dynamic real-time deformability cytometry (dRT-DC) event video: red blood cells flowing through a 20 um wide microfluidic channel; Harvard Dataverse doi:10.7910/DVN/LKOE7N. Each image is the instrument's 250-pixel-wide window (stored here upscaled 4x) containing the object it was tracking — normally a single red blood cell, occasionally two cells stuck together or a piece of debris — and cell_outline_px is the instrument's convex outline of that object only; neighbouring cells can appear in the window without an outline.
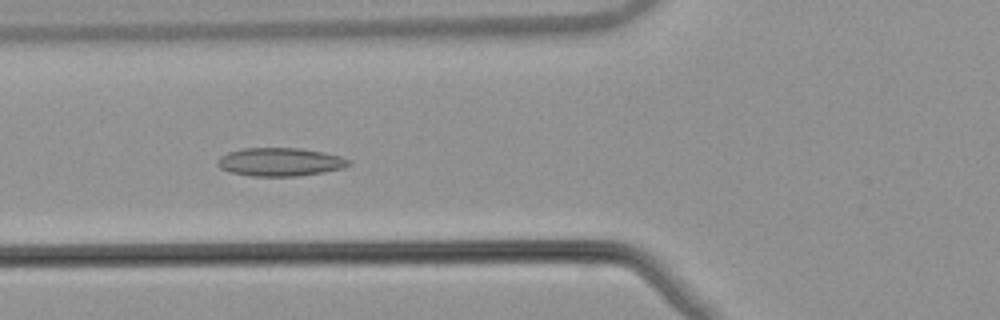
{"species": "common noctule bat (a hibernating species)", "species_latin": "Nyctalus noctula", "temperature_condition": "warm", "stored_images_in_passage": 42, "camera_frame_rate_fps": 3000, "um_per_image_px": 0.085, "animal": {"sex": "male", "body_mass_g": 21.5, "forearm_length_mm": 52.0}, "frame": {"image": 1, "passage_image": 12, "time_ms": 3.667, "image_size_px": [1000, 320], "cell_outline_px": [[352, 164], [344, 168], [324, 172], [296, 176], [252, 176], [228, 172], [220, 168], [216, 164], [216, 160], [220, 156], [228, 152], [244, 148], [300, 148], [324, 152], [340, 156], [352, 160]], "centroid_in_image_um": [23.81, 13.76], "position_along_channel_um": 102.0, "area_um2": 21.91}}
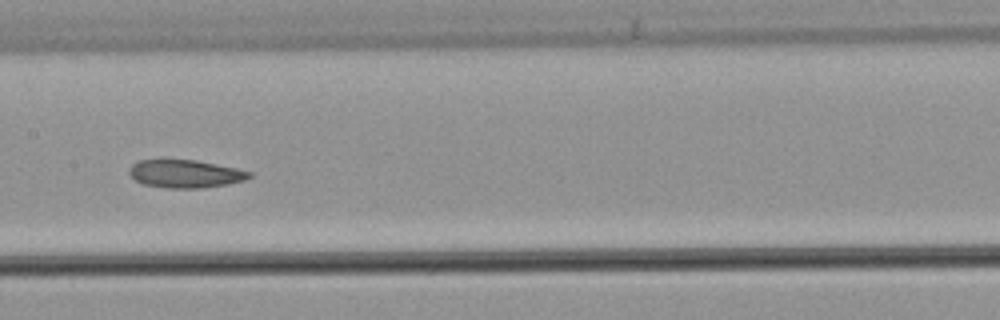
{"frame": {"image": 2, "passage_image": 19, "time_ms": 6.0, "image_size_px": [1000, 320], "cell_outline_px": [[252, 176], [244, 180], [228, 184], [204, 188], [168, 188], [140, 184], [128, 172], [128, 168], [132, 164], [140, 160], [160, 156], [196, 160], [236, 168], [252, 172]], "centroid_in_image_um": [15.67, 14.73], "position_along_channel_um": 191.7, "area_um2": 20.4}}
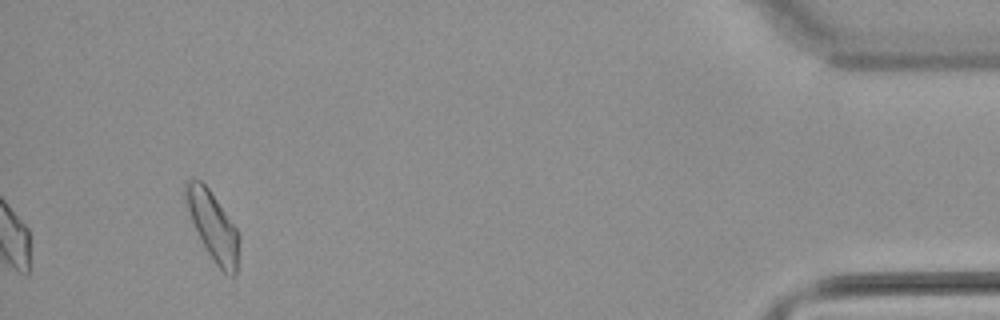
{"frame": {"image": 3, "passage_image": 42, "time_ms": 13.667, "image_size_px": [1000, 320], "cell_outline_px": [[240, 240], [236, 276], [228, 276], [216, 264], [208, 252], [192, 220], [184, 196], [184, 184], [188, 180], [200, 180], [208, 188], [236, 228], [240, 236]], "centroid_in_image_um": [18.13, 19.24], "position_along_channel_um": 417.1, "area_um2": 20.75}, "authors_computed_cell_mechanics": {"area_um2": 20.0566, "velocity_mm_per_s": 3.839, "shape_relaxation_time_tau1_ms": null, "shape_relaxation_time_tau2_ms": 5.1406, "deformation_change_tau1": null, "deformation_change_tau2": 0.1243}}